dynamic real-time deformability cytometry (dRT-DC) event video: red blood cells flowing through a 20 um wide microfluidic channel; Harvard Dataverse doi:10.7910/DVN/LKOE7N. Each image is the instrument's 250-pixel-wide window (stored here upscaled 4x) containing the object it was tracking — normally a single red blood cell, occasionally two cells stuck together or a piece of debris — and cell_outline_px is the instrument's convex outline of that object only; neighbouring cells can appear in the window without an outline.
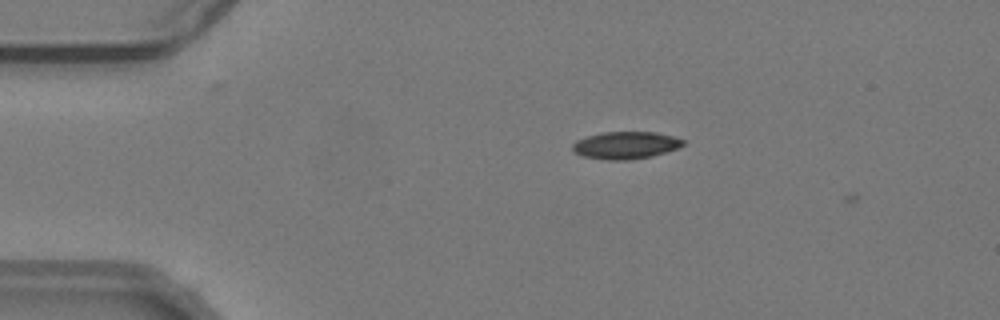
{"species": "common noctule bat (a hibernating species)", "species_latin": "Nyctalus noctula", "temperature_condition": "warm", "stored_images_in_passage": 3, "camera_frame_rate_fps": 3000, "um_per_image_px": 0.085, "animal": {"sex": "male", "body_mass_g": 19.2, "forearm_length_mm": 51.8}, "frame": {"image": 1, "passage_image": 2, "time_ms": 0.333, "image_size_px": [1000, 320], "cell_outline_px": [[684, 144], [680, 148], [652, 156], [632, 160], [608, 160], [584, 156], [576, 152], [572, 148], [572, 144], [576, 140], [588, 136], [604, 132], [656, 132], [672, 136], [684, 140]], "centroid_in_image_um": [53.21, 12.35], "position_along_channel_um": 31.8, "area_um2": 17.57}}